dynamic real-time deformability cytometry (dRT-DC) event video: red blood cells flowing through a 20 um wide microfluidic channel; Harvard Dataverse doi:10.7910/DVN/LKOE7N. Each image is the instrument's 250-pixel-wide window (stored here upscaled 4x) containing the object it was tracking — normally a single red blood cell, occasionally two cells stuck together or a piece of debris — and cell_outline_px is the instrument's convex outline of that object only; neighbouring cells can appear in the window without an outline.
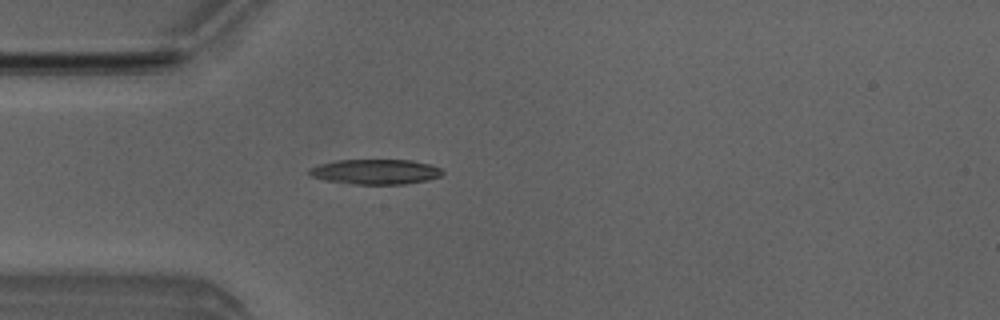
{"species": "Egyptian fruit bat (a non-hibernating species)", "species_latin": "Rousettus aegyptiacus", "temperature_condition": "room temperature", "stored_images_in_passage": 1, "camera_frame_rate_fps": 3000, "um_per_image_px": 0.085, "animal": {"sex": "male"}, "frame": {"image": 1, "passage_image": 1, "time_ms": 0.0, "image_size_px": [1000, 320], "cell_outline_px": [[444, 172], [440, 176], [428, 180], [404, 184], [352, 184], [324, 180], [312, 176], [308, 172], [308, 168], [320, 164], [336, 160], [412, 160], [428, 164], [440, 168]], "centroid_in_image_um": [31.9, 14.6], "position_along_channel_um": 53.1, "area_um2": 19.42}}